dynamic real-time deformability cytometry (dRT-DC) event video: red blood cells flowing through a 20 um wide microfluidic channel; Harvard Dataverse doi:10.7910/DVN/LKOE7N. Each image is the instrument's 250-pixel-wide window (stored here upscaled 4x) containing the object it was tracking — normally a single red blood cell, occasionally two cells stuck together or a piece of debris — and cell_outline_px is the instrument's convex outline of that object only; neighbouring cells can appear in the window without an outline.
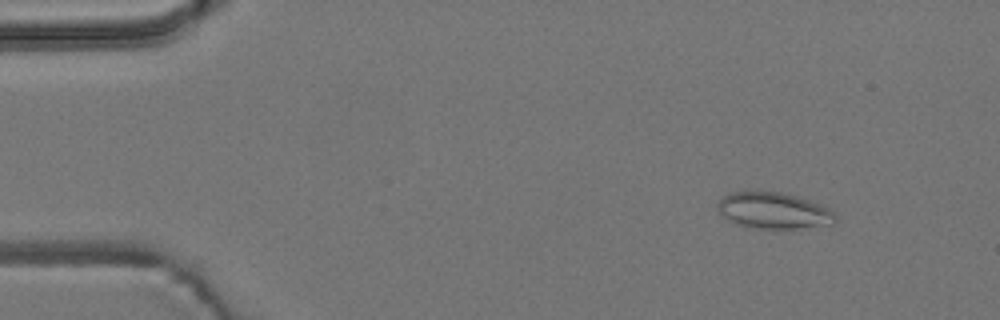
{"species": "common noctule bat (a hibernating species)", "species_latin": "Nyctalus noctula", "temperature_condition": "room temperature", "stored_images_in_passage": 8, "camera_frame_rate_fps": 3000, "um_per_image_px": 0.085, "animal": {"sex": "male", "body_mass_g": 19.2, "forearm_length_mm": 51.8}, "frame": {"image": 1, "passage_image": 2, "time_ms": 0.333, "image_size_px": [1000, 320], "cell_outline_px": [[836, 220], [832, 224], [796, 228], [748, 228], [736, 224], [728, 220], [716, 208], [716, 204], [724, 196], [732, 192], [748, 188], [780, 192], [796, 196], [820, 204], [828, 208], [836, 216]], "centroid_in_image_um": [65.68, 17.86], "position_along_channel_um": 19.3, "area_um2": 25.32}}
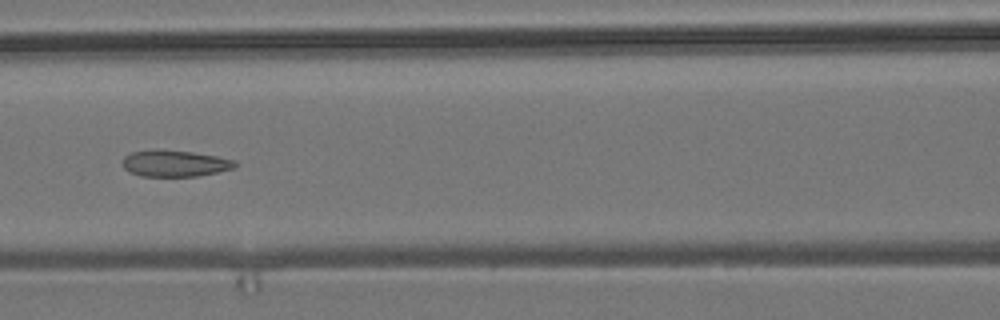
{"frame": {"image": 2, "passage_image": 7, "time_ms": 2.0, "image_size_px": [1000, 320], "cell_outline_px": [[236, 168], [196, 176], [140, 176], [124, 168], [124, 156], [132, 152], [192, 152], [216, 156], [236, 160]], "centroid_in_image_um": [14.94, 13.93], "position_along_channel_um": 151.7, "area_um2": 16.47}}
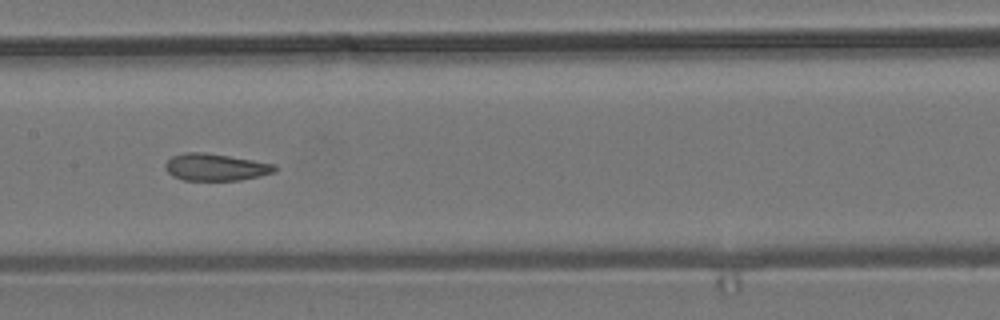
{"frame": {"image": 3, "passage_image": 8, "time_ms": 2.333, "image_size_px": [1000, 320], "cell_outline_px": [[276, 172], [260, 176], [240, 180], [184, 180], [172, 176], [164, 168], [164, 164], [172, 156], [184, 152], [204, 152], [276, 164]], "centroid_in_image_um": [18.31, 14.21], "position_along_channel_um": 189.1, "area_um2": 17.28}}